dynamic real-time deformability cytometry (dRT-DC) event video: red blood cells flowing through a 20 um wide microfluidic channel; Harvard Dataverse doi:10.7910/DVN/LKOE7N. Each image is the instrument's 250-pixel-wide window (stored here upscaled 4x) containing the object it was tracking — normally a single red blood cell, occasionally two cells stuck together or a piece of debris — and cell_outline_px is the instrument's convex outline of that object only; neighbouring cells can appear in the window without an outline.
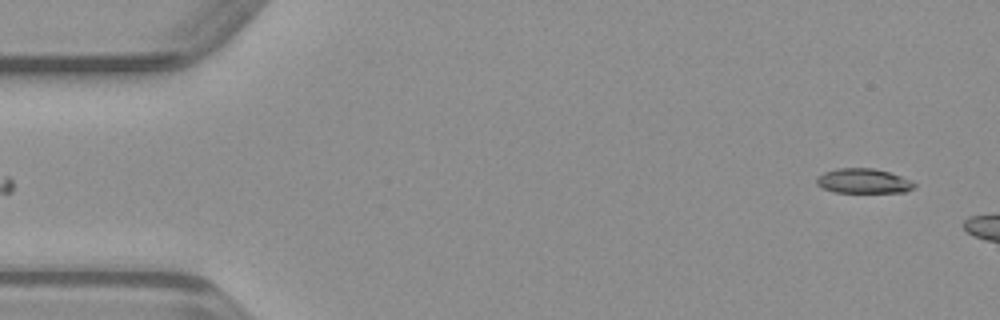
{"species": "common noctule bat (a hibernating species)", "species_latin": "Nyctalus noctula", "temperature_condition": "warm", "stored_images_in_passage": 5, "camera_frame_rate_fps": 3000, "um_per_image_px": 0.085, "animal": {"sex": "male", "body_mass_g": 23.1, "forearm_length_mm": 52.7}, "frame": {"image": 1, "passage_image": 1, "time_ms": 0.0, "image_size_px": [1000, 320], "cell_outline_px": [[916, 188], [904, 192], [832, 192], [816, 184], [816, 180], [824, 172], [840, 168], [872, 168], [888, 172], [912, 180], [916, 184]], "centroid_in_image_um": [73.42, 15.39], "position_along_channel_um": 11.6, "area_um2": 13.99}}